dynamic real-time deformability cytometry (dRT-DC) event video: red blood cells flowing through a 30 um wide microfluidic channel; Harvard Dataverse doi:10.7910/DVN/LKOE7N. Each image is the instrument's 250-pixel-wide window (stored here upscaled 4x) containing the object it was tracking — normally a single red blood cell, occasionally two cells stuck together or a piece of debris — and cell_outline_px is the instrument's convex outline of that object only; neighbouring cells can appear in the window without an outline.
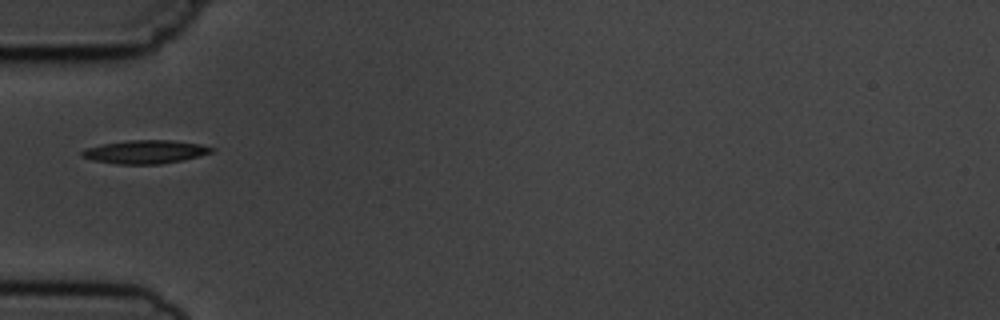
{"species": "common noctule bat (a hibernating species)", "species_latin": "Nyctalus noctula", "temperature_condition": "cold", "stored_images_in_passage": 1, "camera_frame_rate_fps": 3000, "um_per_image_px": 0.085, "animal": {"sex": "male", "body_mass_g": 19.5, "forearm_length_mm": 54.6}, "frame": {"image": 1, "passage_image": 1, "time_ms": 0.0, "image_size_px": [1000, 320], "cell_outline_px": [[216, 148], [212, 152], [200, 156], [184, 160], [160, 164], [116, 164], [92, 160], [80, 156], [80, 152], [84, 148], [104, 144], [132, 140], [172, 140], [200, 144]], "centroid_in_image_um": [12.35, 12.91], "position_along_channel_um": 72.6, "area_um2": 17.74}}